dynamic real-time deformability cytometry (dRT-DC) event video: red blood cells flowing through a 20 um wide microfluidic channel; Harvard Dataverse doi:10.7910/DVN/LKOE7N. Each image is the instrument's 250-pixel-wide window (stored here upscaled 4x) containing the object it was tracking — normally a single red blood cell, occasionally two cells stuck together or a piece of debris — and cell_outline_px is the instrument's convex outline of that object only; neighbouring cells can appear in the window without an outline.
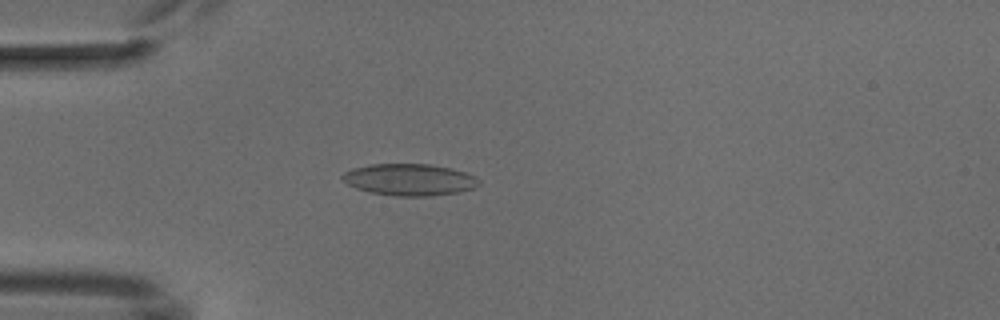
{"species": "common noctule bat (a hibernating species)", "species_latin": "Nyctalus noctula", "temperature_condition": "cold", "stored_images_in_passage": 4, "camera_frame_rate_fps": 3000, "um_per_image_px": 0.085, "animal": {"sex": "male", "body_mass_g": 18.8}, "frame": {"image": 1, "passage_image": 4, "time_ms": 3.333, "image_size_px": [1000, 320], "cell_outline_px": [[480, 184], [476, 188], [460, 192], [432, 196], [396, 196], [368, 192], [356, 188], [348, 184], [340, 176], [344, 172], [352, 168], [368, 164], [428, 164], [452, 168], [476, 176], [480, 180]], "centroid_in_image_um": [34.83, 15.27], "position_along_channel_um": 50.2, "area_um2": 25.55}}